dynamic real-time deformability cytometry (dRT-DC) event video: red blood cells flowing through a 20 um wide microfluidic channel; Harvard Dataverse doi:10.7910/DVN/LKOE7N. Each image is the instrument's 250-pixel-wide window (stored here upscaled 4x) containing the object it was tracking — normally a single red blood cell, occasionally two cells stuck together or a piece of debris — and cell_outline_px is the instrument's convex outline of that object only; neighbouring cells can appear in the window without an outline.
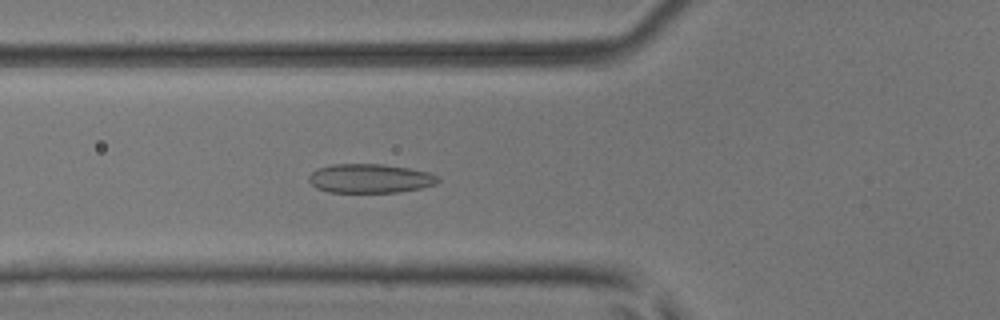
{"species": "common noctule bat (a hibernating species)", "species_latin": "Nyctalus noctula", "temperature_condition": "room temperature", "stored_images_in_passage": 27, "camera_frame_rate_fps": 3000, "um_per_image_px": 0.085, "animal": {"sex": "male", "body_mass_g": 17.9, "forearm_length_mm": 54.2}, "frame": {"image": 1, "passage_image": 9, "time_ms": 2.667, "image_size_px": [1000, 320], "cell_outline_px": [[440, 180], [436, 184], [420, 188], [400, 192], [328, 192], [316, 188], [308, 180], [308, 176], [316, 168], [332, 164], [380, 164], [408, 168], [428, 172], [440, 176]], "centroid_in_image_um": [31.44, 15.17], "position_along_channel_um": 94.4, "area_um2": 21.96}}
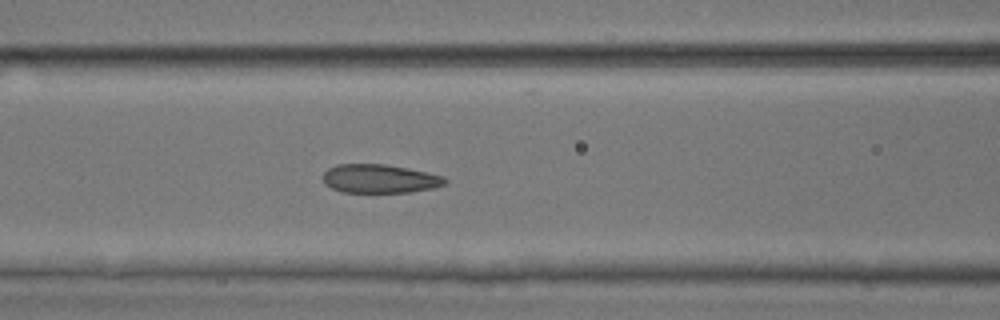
{"frame": {"image": 2, "passage_image": 12, "time_ms": 3.667, "image_size_px": [1000, 320], "cell_outline_px": [[448, 180], [444, 184], [432, 188], [408, 192], [344, 192], [332, 188], [324, 180], [324, 172], [328, 168], [336, 164], [384, 164], [408, 168], [444, 176]], "centroid_in_image_um": [32.29, 15.18], "position_along_channel_um": 134.3, "area_um2": 20.17}}
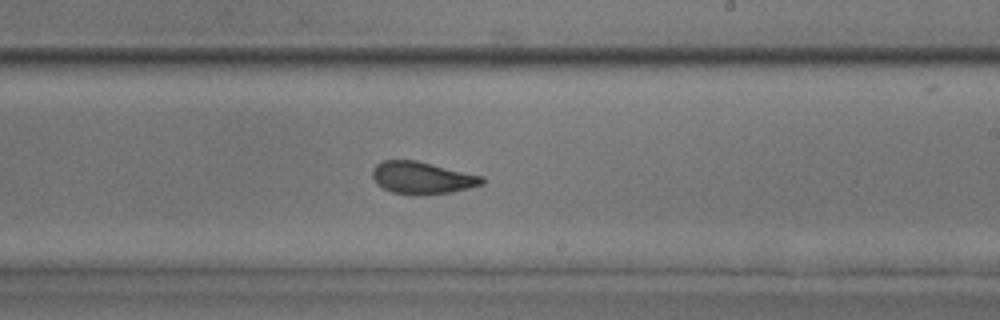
{"frame": {"image": 3, "passage_image": 21, "time_ms": 6.667, "image_size_px": [1000, 320], "cell_outline_px": [[484, 184], [452, 192], [416, 196], [412, 196], [392, 192], [376, 184], [372, 176], [372, 172], [376, 164], [384, 160], [416, 160], [484, 176]], "centroid_in_image_um": [35.88, 15.13], "position_along_channel_um": 253.1, "area_um2": 20.81}}